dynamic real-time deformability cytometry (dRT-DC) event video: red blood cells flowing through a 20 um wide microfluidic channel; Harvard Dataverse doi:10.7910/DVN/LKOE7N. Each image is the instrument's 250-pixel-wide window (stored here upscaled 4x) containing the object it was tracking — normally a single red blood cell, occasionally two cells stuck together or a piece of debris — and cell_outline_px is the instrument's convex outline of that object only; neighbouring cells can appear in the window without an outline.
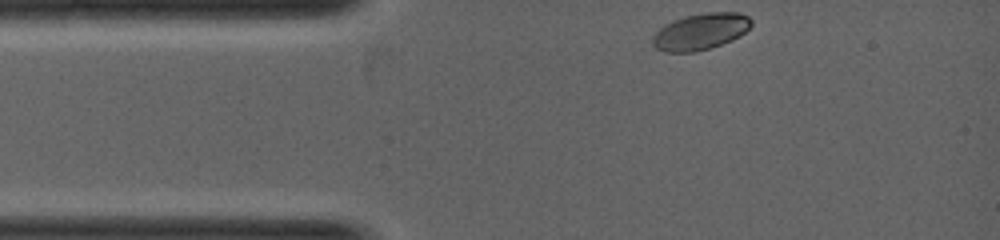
{"species": "common noctule bat (a hibernating species)", "species_latin": "Nyctalus noctula", "temperature_condition": "warm", "stored_images_in_passage": 34, "camera_frame_rate_fps": 5000, "um_per_image_px": 0.085, "animal": {"sex": "female", "body_mass_g": 19.0, "forearm_length_mm": 53.3}, "frame": {"image": 1, "passage_image": 1, "time_ms": 0.0, "image_size_px": [1000, 240], "cell_outline_px": [[752, 24], [740, 36], [732, 40], [696, 52], [664, 52], [656, 48], [652, 44], [652, 36], [664, 24], [672, 20], [684, 16], [700, 12], [740, 12], [748, 16], [752, 20]], "centroid_in_image_um": [59.53, 2.66], "position_along_channel_um": 25.5, "area_um2": 21.15}}
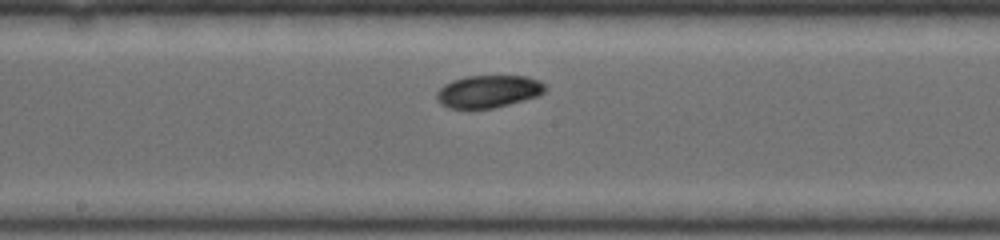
{"frame": {"image": 2, "passage_image": 20, "time_ms": 2.6, "image_size_px": [1000, 240], "cell_outline_px": [[548, 88], [544, 92], [536, 96], [524, 100], [492, 108], [448, 108], [440, 104], [436, 100], [436, 92], [444, 84], [452, 80], [464, 76], [528, 76], [540, 80]], "centroid_in_image_um": [41.49, 7.76], "position_along_channel_um": 206.7, "area_um2": 20.63}}
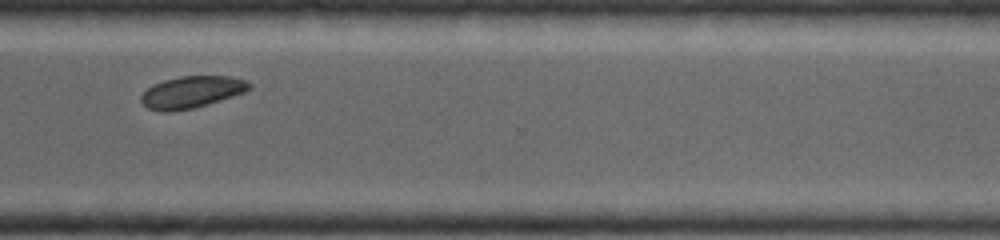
{"frame": {"image": 3, "passage_image": 33, "time_ms": 4.4, "image_size_px": [1000, 240], "cell_outline_px": [[252, 84], [244, 92], [220, 100], [192, 108], [168, 112], [160, 112], [148, 108], [140, 100], [140, 96], [152, 84], [164, 80], [180, 76], [232, 76], [248, 80]], "centroid_in_image_um": [16.27, 7.81], "position_along_channel_um": 354.3, "area_um2": 20.0}}